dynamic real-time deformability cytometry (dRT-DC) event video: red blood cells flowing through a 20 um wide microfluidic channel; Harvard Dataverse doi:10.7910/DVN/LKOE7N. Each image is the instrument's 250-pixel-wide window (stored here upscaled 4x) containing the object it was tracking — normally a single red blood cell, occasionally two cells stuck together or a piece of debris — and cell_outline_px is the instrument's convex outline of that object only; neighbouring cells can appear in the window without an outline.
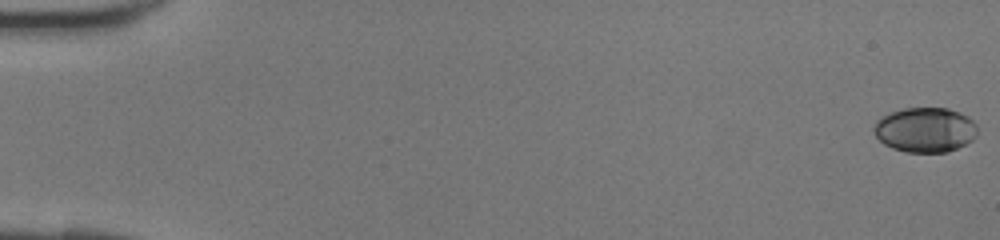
{"species": "human", "species_latin": "Homo sapiens", "temperature_condition": "room temperature", "stored_images_in_passage": 43, "camera_frame_rate_fps": 3000, "um_per_image_px": 0.085, "donor": {"sex": "female"}, "frame": {"image": 1, "passage_image": 1, "time_ms": 0.0, "image_size_px": [1000, 240], "cell_outline_px": [[976, 136], [972, 140], [948, 152], [904, 152], [892, 148], [884, 144], [872, 132], [872, 128], [876, 120], [892, 112], [904, 108], [948, 108], [960, 112], [968, 116], [976, 124]], "centroid_in_image_um": [78.62, 11.03], "position_along_channel_um": 6.4, "area_um2": 27.11}}
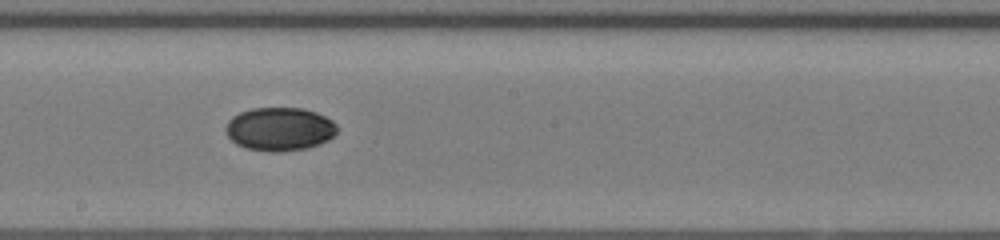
{"frame": {"image": 2, "passage_image": 25, "time_ms": 8.0, "image_size_px": [1000, 240], "cell_outline_px": [[336, 132], [328, 140], [320, 144], [308, 148], [280, 152], [272, 152], [244, 148], [236, 144], [228, 136], [224, 128], [228, 120], [232, 116], [240, 112], [252, 108], [304, 108], [316, 112], [332, 120], [336, 124]], "centroid_in_image_um": [23.75, 10.97], "position_along_channel_um": 224.5, "area_um2": 28.38}}
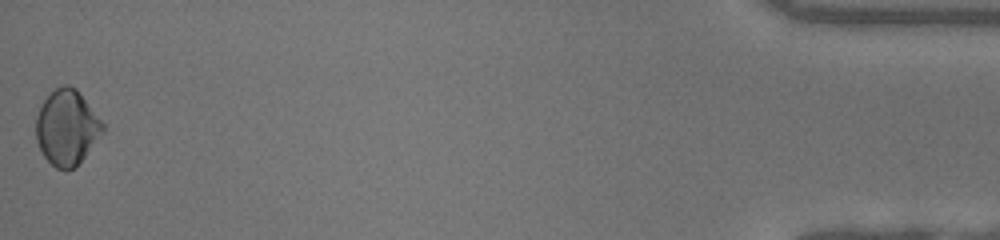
{"frame": {"image": 3, "passage_image": 43, "time_ms": 14.0, "image_size_px": [1000, 240], "cell_outline_px": [[104, 132], [76, 168], [56, 168], [44, 156], [36, 140], [36, 116], [44, 100], [56, 88], [64, 84], [68, 84], [76, 88], [104, 124]], "centroid_in_image_um": [5.69, 10.84], "position_along_channel_um": 429.5, "area_um2": 29.02}}